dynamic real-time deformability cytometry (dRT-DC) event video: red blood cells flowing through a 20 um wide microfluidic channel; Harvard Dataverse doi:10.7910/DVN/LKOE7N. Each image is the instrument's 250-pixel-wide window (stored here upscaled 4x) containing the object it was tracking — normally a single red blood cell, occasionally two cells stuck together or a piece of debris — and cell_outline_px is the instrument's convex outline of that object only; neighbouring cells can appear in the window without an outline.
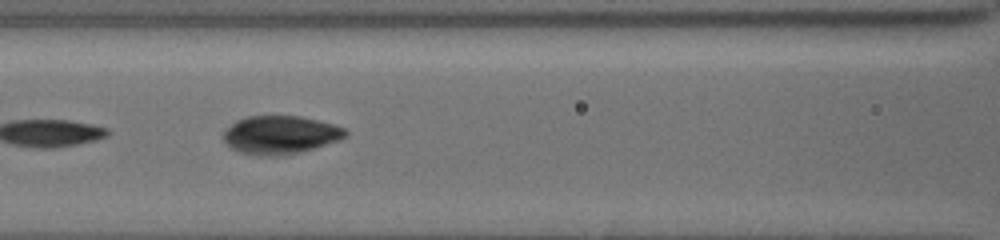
{"species": "common noctule bat (a hibernating species)", "species_latin": "Nyctalus noctula", "temperature_condition": "cold", "stored_images_in_passage": 19, "camera_frame_rate_fps": 3000, "um_per_image_px": 0.085, "animal": {"sex": "female", "body_mass_g": 19.5, "forearm_length_mm": 54.1}, "frame": {"image": 1, "passage_image": 9, "time_ms": 7.0, "image_size_px": [1000, 240], "cell_outline_px": [[348, 136], [340, 140], [300, 152], [280, 156], [260, 156], [240, 152], [232, 148], [224, 140], [224, 132], [236, 120], [248, 116], [300, 116], [332, 124], [344, 128], [348, 132]], "centroid_in_image_um": [23.85, 11.47], "position_along_channel_um": 142.8, "area_um2": 27.05}}
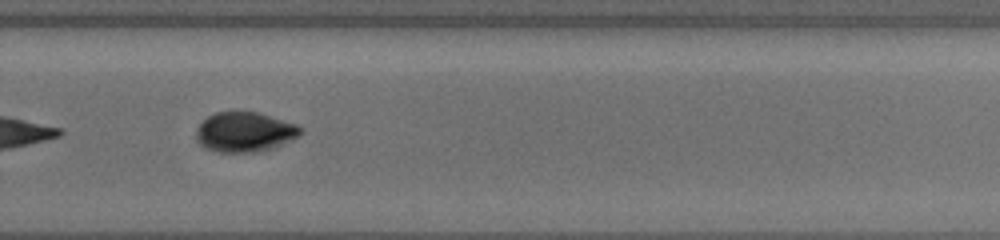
{"frame": {"image": 2, "passage_image": 14, "time_ms": 11.333, "image_size_px": [1000, 240], "cell_outline_px": [[304, 132], [300, 136], [276, 148], [260, 152], [216, 152], [204, 148], [196, 140], [196, 128], [208, 116], [216, 112], [260, 112], [296, 124], [304, 128]], "centroid_in_image_um": [20.85, 11.24], "position_along_channel_um": 309.0, "area_um2": 24.74}}